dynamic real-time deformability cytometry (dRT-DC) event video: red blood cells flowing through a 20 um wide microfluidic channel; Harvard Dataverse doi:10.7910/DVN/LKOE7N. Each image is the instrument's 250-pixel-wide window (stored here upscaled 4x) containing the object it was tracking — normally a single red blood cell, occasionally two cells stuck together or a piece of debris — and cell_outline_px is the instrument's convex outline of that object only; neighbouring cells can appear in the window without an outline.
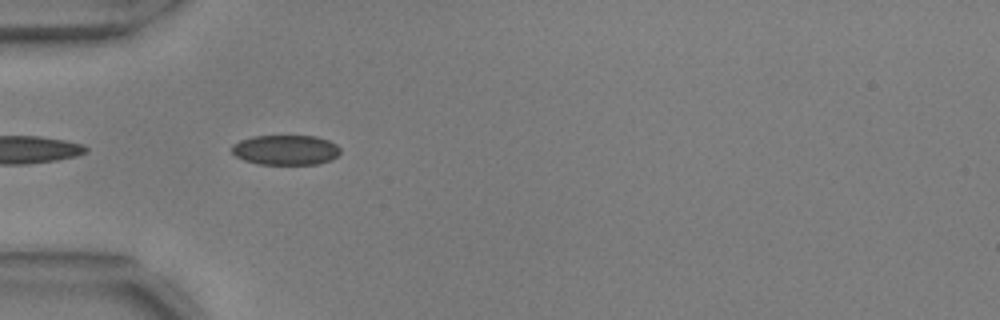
{"species": "common noctule bat (a hibernating species)", "species_latin": "Nyctalus noctula", "temperature_condition": "warm", "stored_images_in_passage": 5, "camera_frame_rate_fps": 3000, "um_per_image_px": 0.085, "animal": {"sex": "male", "body_mass_g": 17.9, "forearm_length_mm": 54.2}, "frame": {"image": 1, "passage_image": 2, "time_ms": 0.333, "image_size_px": [1000, 320], "cell_outline_px": [[340, 152], [332, 160], [320, 164], [260, 164], [244, 160], [236, 156], [232, 152], [232, 144], [240, 140], [252, 136], [316, 136], [328, 140], [336, 144], [340, 148]], "centroid_in_image_um": [24.29, 12.74], "position_along_channel_um": 60.7, "area_um2": 19.02}}